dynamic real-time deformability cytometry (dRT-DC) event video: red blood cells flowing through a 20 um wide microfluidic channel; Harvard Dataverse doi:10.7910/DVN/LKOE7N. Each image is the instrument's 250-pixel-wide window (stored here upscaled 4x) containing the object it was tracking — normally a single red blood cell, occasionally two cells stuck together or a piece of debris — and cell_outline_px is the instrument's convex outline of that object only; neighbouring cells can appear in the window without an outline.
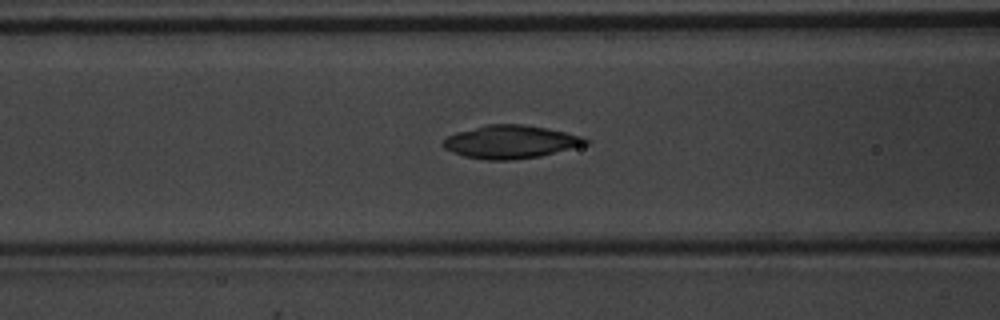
{"species": "common noctule bat (a hibernating species)", "species_latin": "Nyctalus noctula", "temperature_condition": "warm", "stored_images_in_passage": 36, "camera_frame_rate_fps": 3000, "um_per_image_px": 0.085, "animal": {"sex": "male", "body_mass_g": 20.1, "forearm_length_mm": 53.5}, "frame": {"image": 1, "passage_image": 6, "time_ms": 1.667, "image_size_px": [1000, 320], "cell_outline_px": [[592, 140], [588, 144], [540, 156], [512, 160], [488, 160], [464, 156], [452, 152], [444, 148], [440, 144], [448, 136], [456, 132], [488, 124], [520, 124], [544, 128], [584, 136]], "centroid_in_image_um": [43.4, 12.06], "position_along_channel_um": 123.2, "area_um2": 27.4}}
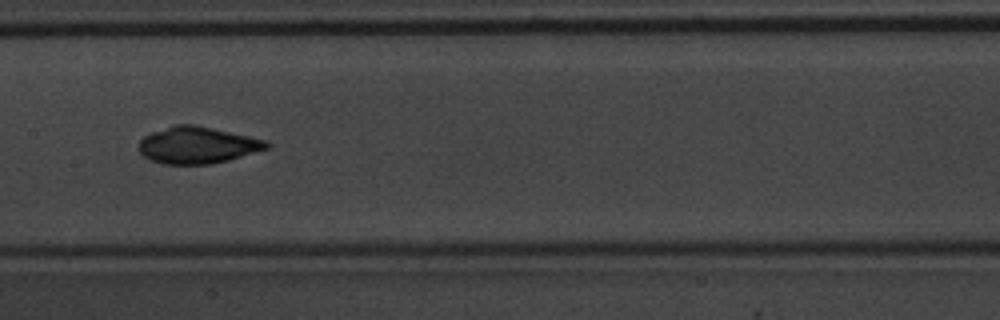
{"frame": {"image": 2, "passage_image": 11, "time_ms": 3.333, "image_size_px": [1000, 320], "cell_outline_px": [[272, 144], [268, 148], [228, 160], [212, 164], [164, 164], [152, 160], [144, 156], [140, 152], [140, 140], [144, 136], [152, 132], [176, 124], [196, 124], [248, 136], [264, 140]], "centroid_in_image_um": [16.78, 12.33], "position_along_channel_um": 190.6, "area_um2": 27.11}, "authors_computed_cell_mechanics": {"area_um2": 26.0967, "velocity_mm_per_s": 4.0313, "shape_relaxation_time_tau1_ms": 6.3632, "shape_relaxation_time_tau2_ms": 1.0568, "deformation_change_tau1": 0.2538, "deformation_change_tau2": 0.0447}}